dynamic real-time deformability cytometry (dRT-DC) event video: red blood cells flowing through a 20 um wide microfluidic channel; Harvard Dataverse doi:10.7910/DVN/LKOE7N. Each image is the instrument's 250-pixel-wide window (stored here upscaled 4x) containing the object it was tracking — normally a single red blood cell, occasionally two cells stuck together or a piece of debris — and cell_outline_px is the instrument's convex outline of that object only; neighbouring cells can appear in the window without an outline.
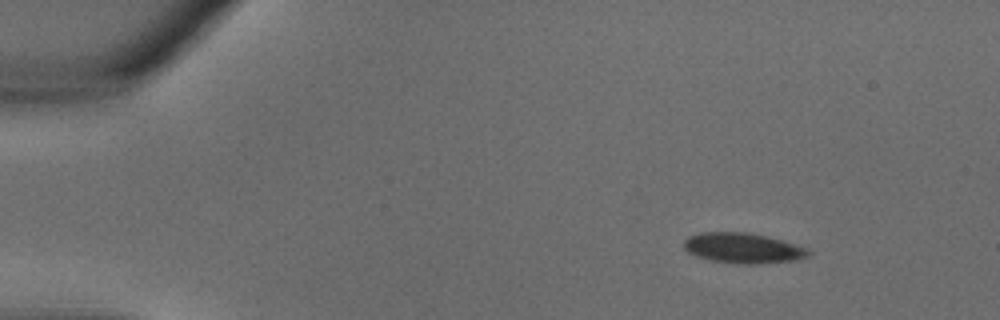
{"species": "common noctule bat (a hibernating species)", "species_latin": "Nyctalus noctula", "temperature_condition": "warm", "stored_images_in_passage": 34, "camera_frame_rate_fps": 3000, "um_per_image_px": 0.085, "animal": {"sex": "male", "body_mass_g": 18.8}, "frame": {"image": 1, "passage_image": 4, "time_ms": 1.0, "image_size_px": [1000, 320], "cell_outline_px": [[812, 252], [808, 256], [796, 260], [760, 264], [740, 264], [708, 260], [696, 256], [688, 252], [684, 248], [684, 240], [688, 236], [700, 232], [744, 232], [768, 236], [808, 248]], "centroid_in_image_um": [63.15, 21.09], "position_along_channel_um": 21.9, "area_um2": 22.2}}
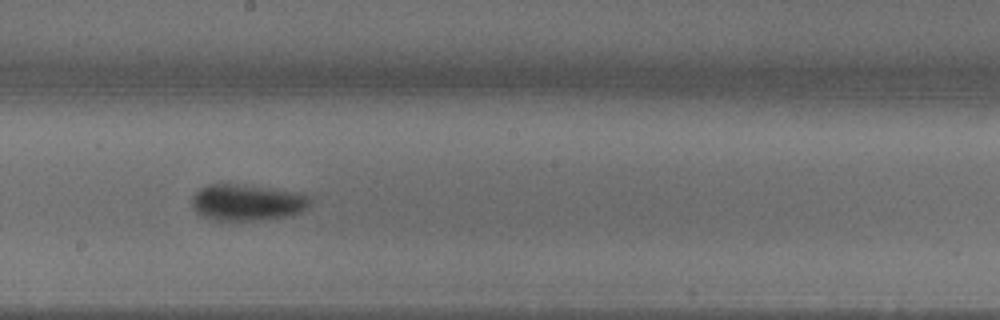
{"frame": {"image": 2, "passage_image": 19, "time_ms": 6.0, "image_size_px": [1000, 320], "cell_outline_px": [[312, 200], [308, 208], [292, 216], [268, 220], [216, 220], [204, 216], [196, 212], [192, 208], [192, 196], [200, 188], [208, 184], [244, 184], [300, 192], [312, 196]], "centroid_in_image_um": [21.08, 17.2], "position_along_channel_um": 227.1, "area_um2": 25.61}}
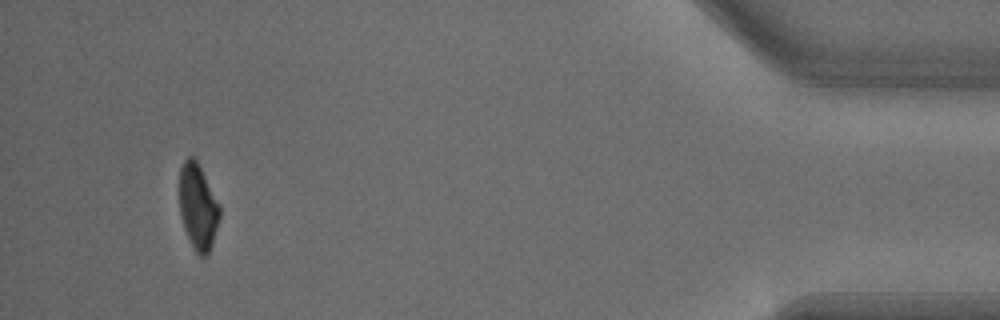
{"frame": {"image": 3, "passage_image": 32, "time_ms": 10.333, "image_size_px": [1000, 320], "cell_outline_px": [[220, 220], [208, 256], [200, 256], [192, 248], [184, 228], [180, 212], [180, 168], [184, 160], [188, 156], [192, 156], [196, 160], [220, 204]], "centroid_in_image_um": [16.84, 17.61], "position_along_channel_um": 418.4, "area_um2": 20.17}}